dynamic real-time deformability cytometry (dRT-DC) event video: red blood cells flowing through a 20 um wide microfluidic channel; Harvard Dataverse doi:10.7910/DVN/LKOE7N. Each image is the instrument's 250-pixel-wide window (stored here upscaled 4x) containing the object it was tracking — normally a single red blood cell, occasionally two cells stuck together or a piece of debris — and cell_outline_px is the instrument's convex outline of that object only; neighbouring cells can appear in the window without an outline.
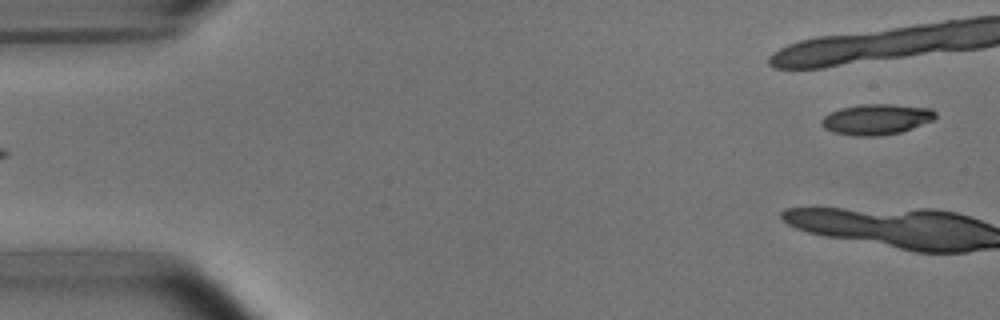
{"species": "common noctule bat (a hibernating species)", "species_latin": "Nyctalus noctula", "temperature_condition": "room temperature", "stored_images_in_passage": 5, "segment_of_instrument_passage": [2, 2], "camera_frame_rate_fps": 3000, "um_per_image_px": 0.085, "animal": {"sex": "male", "body_mass_g": 15.6}, "frame": {"image": 1, "passage_image": 5, "time_ms": 5.333, "image_size_px": [1000, 320], "cell_outline_px": [[936, 116], [932, 120], [912, 128], [900, 132], [876, 136], [852, 136], [836, 132], [824, 128], [820, 124], [820, 120], [824, 116], [840, 108], [860, 104], [892, 104], [932, 108], [936, 112]], "centroid_in_image_um": [74.48, 10.13], "position_along_channel_um": 10.5, "area_um2": 20.29}}